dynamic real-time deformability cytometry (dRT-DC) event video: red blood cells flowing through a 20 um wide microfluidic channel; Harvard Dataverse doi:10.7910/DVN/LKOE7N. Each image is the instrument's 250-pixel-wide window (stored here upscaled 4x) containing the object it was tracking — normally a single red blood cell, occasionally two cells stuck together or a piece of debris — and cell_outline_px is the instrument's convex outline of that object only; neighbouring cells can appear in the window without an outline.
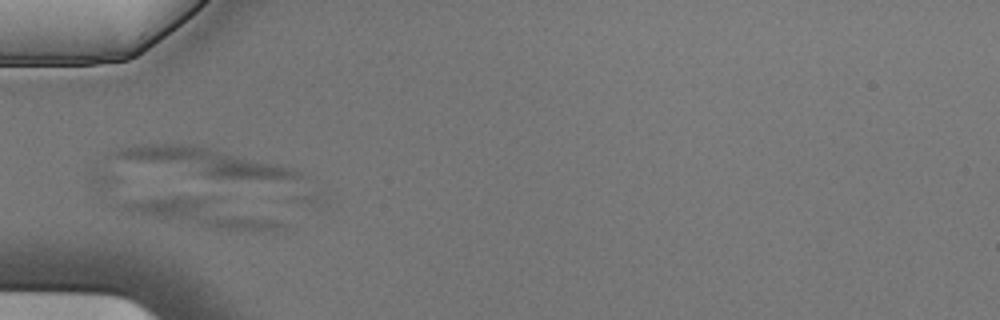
{"species": "Egyptian fruit bat (a non-hibernating species)", "species_latin": "Rousettus aegyptiacus", "temperature_condition": "cold", "stored_images_in_passage": 10, "segment_of_instrument_passage": [2, 2], "camera_frame_rate_fps": 3000, "um_per_image_px": 0.085, "animal": {"sex": "male"}, "frame": {"image": 1, "passage_image": 5, "time_ms": 1.333, "image_size_px": [1000, 320], "cell_outline_px": [[292, 228], [272, 232], [252, 232], [212, 228], [160, 220], [116, 208], [120, 204], [136, 200], [172, 196], [212, 196], [280, 220], [288, 224]], "centroid_in_image_um": [17.41, 18.15], "position_along_channel_um": 67.6, "area_um2": 26.41}}